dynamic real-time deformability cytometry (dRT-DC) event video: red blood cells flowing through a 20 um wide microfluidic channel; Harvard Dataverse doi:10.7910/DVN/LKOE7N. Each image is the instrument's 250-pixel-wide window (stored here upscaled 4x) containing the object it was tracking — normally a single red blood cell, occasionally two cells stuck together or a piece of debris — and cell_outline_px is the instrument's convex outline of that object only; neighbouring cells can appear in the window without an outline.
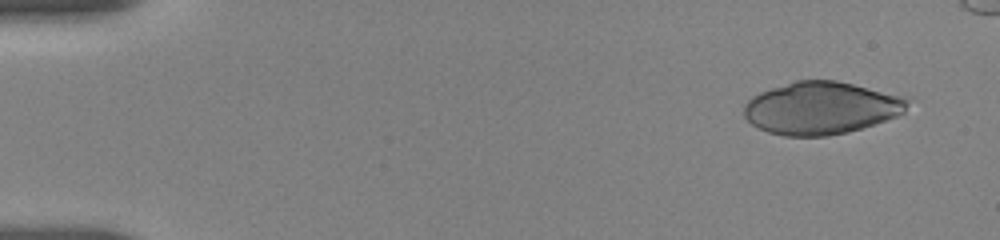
{"species": "human", "species_latin": "Homo sapiens", "temperature_condition": "room temperature", "stored_images_in_passage": 19, "camera_frame_rate_fps": 3000, "um_per_image_px": 0.085, "donor": {"sex": "female"}, "frame": {"image": 1, "passage_image": 1, "time_ms": 0.0, "image_size_px": [1000, 240], "cell_outline_px": [[912, 96], [904, 112], [896, 116], [848, 132], [828, 136], [784, 136], [768, 132], [752, 124], [744, 116], [744, 104], [752, 96], [760, 92], [796, 80], [836, 80]], "centroid_in_image_um": [69.84, 9.16], "position_along_channel_um": 15.2, "area_um2": 50.4}}